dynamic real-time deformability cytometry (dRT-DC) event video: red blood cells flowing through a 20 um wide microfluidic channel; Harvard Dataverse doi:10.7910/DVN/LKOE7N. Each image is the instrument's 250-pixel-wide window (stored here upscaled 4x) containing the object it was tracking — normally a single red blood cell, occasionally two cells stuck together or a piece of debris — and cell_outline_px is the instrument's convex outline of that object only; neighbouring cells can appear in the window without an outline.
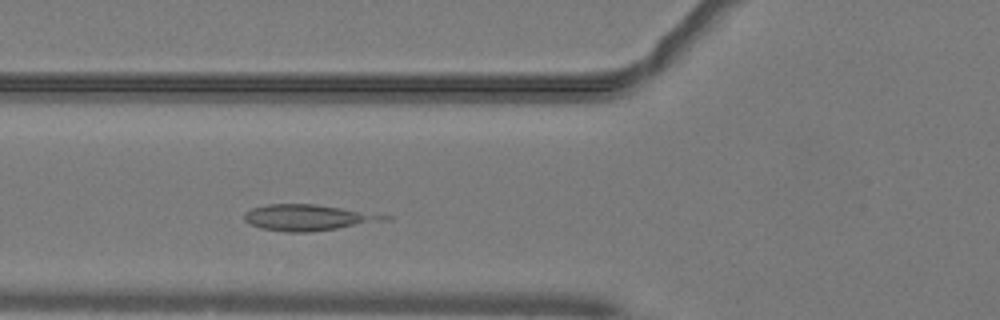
{"species": "common noctule bat (a hibernating species)", "species_latin": "Nyctalus noctula", "temperature_condition": "warm", "stored_images_in_passage": 32, "camera_frame_rate_fps": 3000, "um_per_image_px": 0.085, "animal": {"sex": "male", "body_mass_g": 19.2, "forearm_length_mm": 51.8}, "frame": {"image": 1, "passage_image": 5, "time_ms": 1.333, "image_size_px": [1000, 320], "cell_outline_px": [[392, 220], [312, 232], [288, 232], [260, 228], [248, 224], [244, 220], [244, 212], [252, 208], [268, 204], [316, 204], [392, 216]], "centroid_in_image_um": [26.19, 18.5], "position_along_channel_um": 99.6, "area_um2": 21.39}}
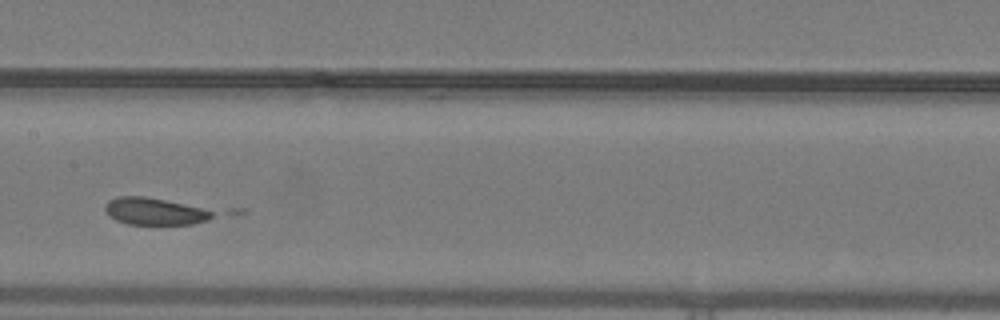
{"frame": {"image": 2, "passage_image": 12, "time_ms": 3.667, "image_size_px": [1000, 320], "cell_outline_px": [[212, 216], [208, 220], [192, 224], [128, 224], [116, 220], [104, 208], [104, 204], [108, 200], [116, 196], [144, 196], [164, 200], [200, 208], [212, 212]], "centroid_in_image_um": [13.07, 17.96], "position_along_channel_um": 194.3, "area_um2": 16.53}}
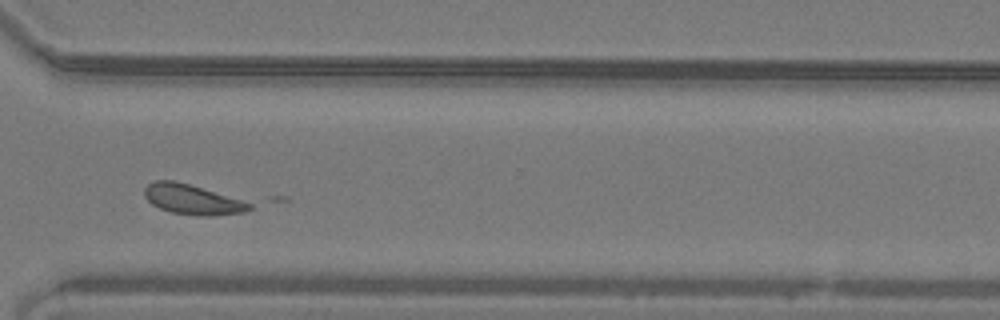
{"frame": {"image": 3, "passage_image": 24, "time_ms": 7.667, "image_size_px": [1000, 320], "cell_outline_px": [[252, 208], [244, 212], [212, 216], [204, 216], [172, 212], [160, 208], [152, 204], [144, 196], [144, 188], [148, 184], [156, 180], [172, 180], [188, 184], [240, 200], [252, 204]], "centroid_in_image_um": [16.3, 16.96], "position_along_channel_um": 354.3, "area_um2": 17.86}}